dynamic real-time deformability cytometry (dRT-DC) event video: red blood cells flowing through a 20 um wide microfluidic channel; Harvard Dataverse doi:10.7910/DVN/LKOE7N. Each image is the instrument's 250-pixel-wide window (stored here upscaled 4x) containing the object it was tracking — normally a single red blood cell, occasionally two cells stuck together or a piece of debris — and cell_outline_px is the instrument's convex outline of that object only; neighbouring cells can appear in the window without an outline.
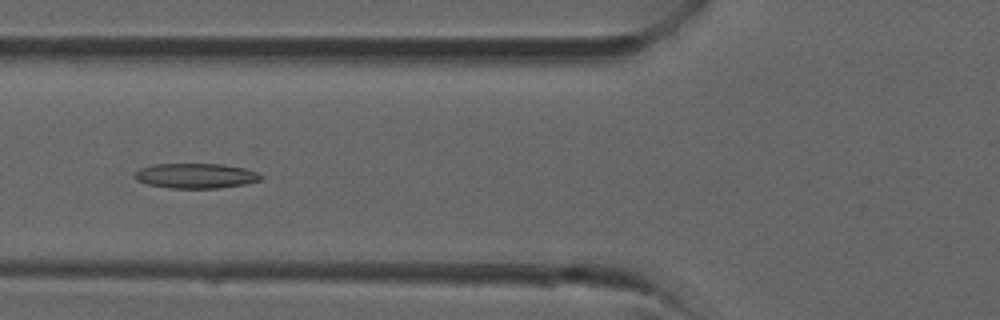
{"species": "common noctule bat (a hibernating species)", "species_latin": "Nyctalus noctula", "temperature_condition": "room temperature", "stored_images_in_passage": 9, "camera_frame_rate_fps": 3000, "um_per_image_px": 0.085, "animal": {"sex": "male", "forearm_length_mm": 52.5}, "frame": {"image": 1, "passage_image": 7, "time_ms": 2.0, "image_size_px": [1000, 320], "cell_outline_px": [[264, 176], [260, 180], [244, 184], [216, 188], [168, 188], [148, 184], [136, 180], [132, 176], [132, 172], [140, 168], [152, 164], [220, 164], [244, 168], [256, 172]], "centroid_in_image_um": [16.57, 14.94], "position_along_channel_um": 109.2, "area_um2": 18.44}}
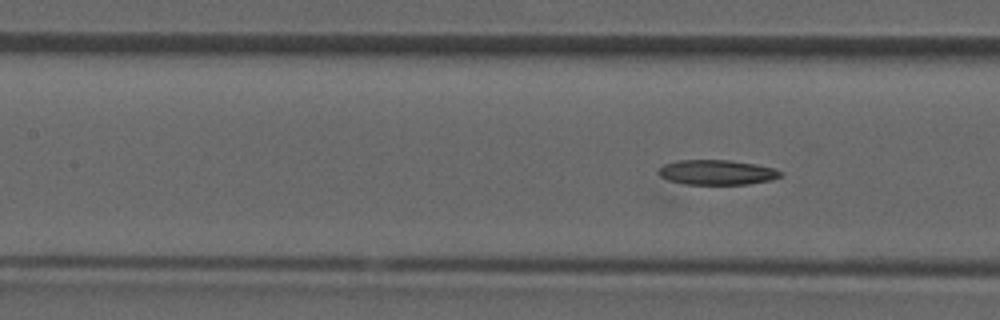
{"frame": {"image": 2, "passage_image": 9, "time_ms": 2.667, "image_size_px": [1000, 320], "cell_outline_px": [[784, 172], [780, 176], [772, 180], [748, 184], [684, 184], [668, 180], [660, 176], [656, 172], [664, 164], [676, 160], [728, 160], [756, 164], [776, 168]], "centroid_in_image_um": [60.94, 14.64], "position_along_channel_um": 146.5, "area_um2": 17.86}}